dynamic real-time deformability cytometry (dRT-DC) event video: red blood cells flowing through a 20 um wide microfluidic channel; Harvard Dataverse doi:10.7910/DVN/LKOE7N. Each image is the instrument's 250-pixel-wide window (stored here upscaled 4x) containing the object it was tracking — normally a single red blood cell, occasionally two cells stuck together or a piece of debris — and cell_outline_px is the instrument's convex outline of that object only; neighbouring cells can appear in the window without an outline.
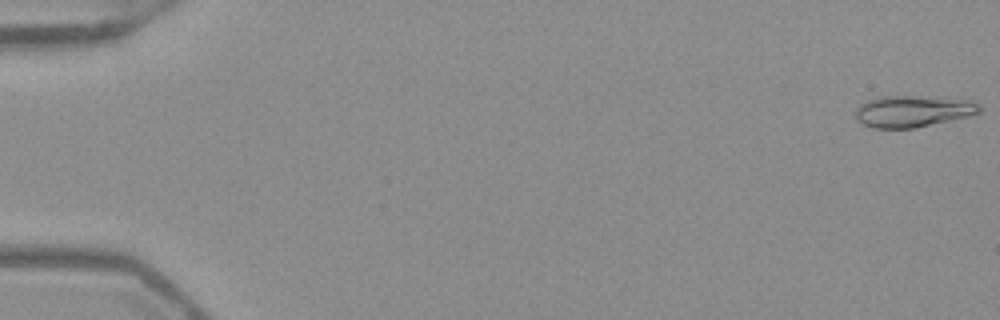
{"species": "Egyptian fruit bat (a non-hibernating species)", "species_latin": "Rousettus aegyptiacus", "temperature_condition": "warm", "stored_images_in_passage": 52, "camera_frame_rate_fps": 3000, "um_per_image_px": 0.085, "frame": {"image": 1, "passage_image": 1, "time_ms": 0.0, "image_size_px": [1000, 320], "cell_outline_px": [[980, 112], [968, 116], [912, 128], [872, 128], [856, 120], [856, 108], [860, 104], [876, 96], [924, 96], [972, 100], [980, 104]], "centroid_in_image_um": [77.57, 9.44], "position_along_channel_um": 7.4, "area_um2": 22.77}}
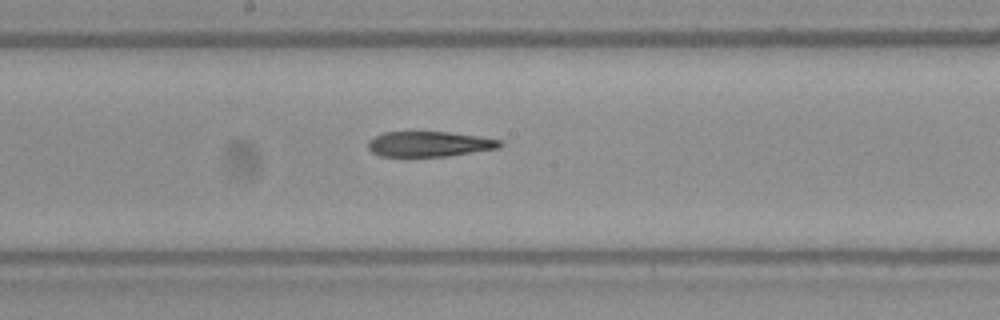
{"frame": {"image": 2, "passage_image": 29, "time_ms": 9.333, "image_size_px": [1000, 320], "cell_outline_px": [[504, 144], [500, 148], [448, 156], [380, 156], [372, 152], [368, 148], [368, 140], [384, 132], [448, 132], [480, 136], [504, 140]], "centroid_in_image_um": [36.55, 12.24], "position_along_channel_um": 211.6, "area_um2": 19.54}}
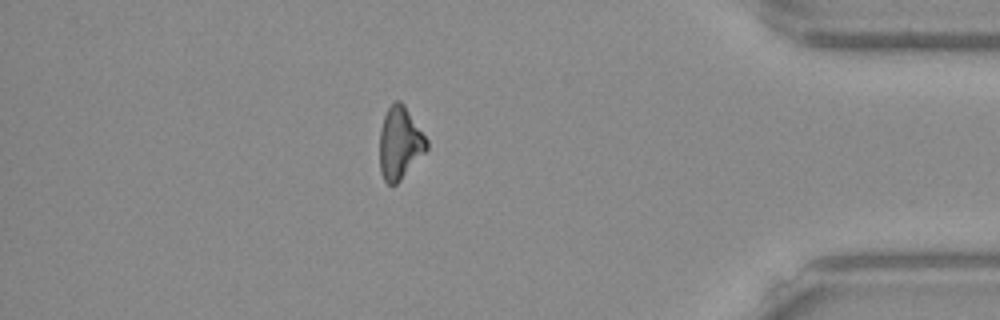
{"frame": {"image": 3, "passage_image": 46, "time_ms": 15.0, "image_size_px": [1000, 320], "cell_outline_px": [[428, 148], [400, 180], [396, 184], [388, 184], [384, 180], [380, 172], [380, 128], [384, 116], [388, 108], [396, 100], [400, 100], [404, 104], [428, 140]], "centroid_in_image_um": [33.98, 12.15], "position_along_channel_um": 401.2, "area_um2": 19.65}}